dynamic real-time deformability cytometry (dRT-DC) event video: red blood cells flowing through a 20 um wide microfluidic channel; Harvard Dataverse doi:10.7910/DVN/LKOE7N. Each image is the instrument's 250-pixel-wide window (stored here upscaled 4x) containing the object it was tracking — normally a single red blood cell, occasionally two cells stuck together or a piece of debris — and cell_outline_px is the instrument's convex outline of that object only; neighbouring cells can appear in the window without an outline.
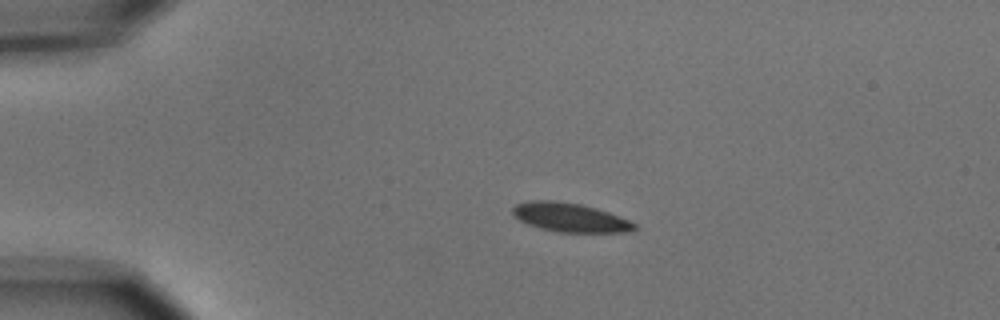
{"species": "common noctule bat (a hibernating species)", "species_latin": "Nyctalus noctula", "temperature_condition": "cold", "stored_images_in_passage": 6, "camera_frame_rate_fps": 3000, "um_per_image_px": 0.085, "animal": {"sex": "male", "body_mass_g": 15.6}, "frame": {"image": 1, "passage_image": 3, "time_ms": 2.333, "image_size_px": [1000, 320], "cell_outline_px": [[636, 228], [624, 232], [560, 232], [540, 228], [528, 224], [520, 220], [512, 212], [512, 208], [516, 204], [528, 200], [552, 200], [580, 204], [596, 208], [620, 216], [636, 224]], "centroid_in_image_um": [48.43, 18.47], "position_along_channel_um": 36.6, "area_um2": 20.35}}
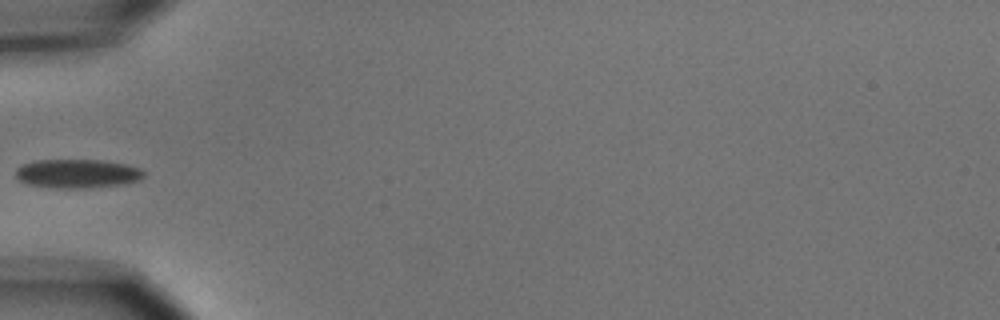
{"frame": {"image": 2, "passage_image": 5, "time_ms": 4.667, "image_size_px": [1000, 320], "cell_outline_px": [[144, 176], [140, 180], [124, 184], [92, 188], [52, 188], [28, 184], [20, 180], [16, 176], [16, 168], [24, 164], [36, 160], [100, 160], [124, 164], [140, 168], [144, 172]], "centroid_in_image_um": [6.59, 14.77], "position_along_channel_um": 78.4, "area_um2": 21.62}}
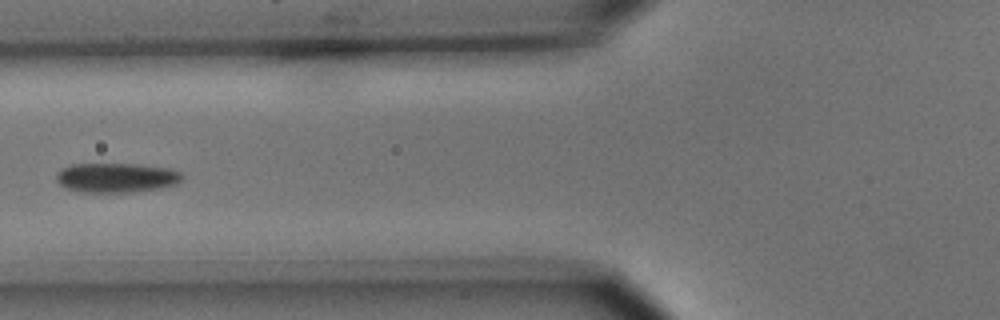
{"frame": {"image": 3, "passage_image": 6, "time_ms": 5.667, "image_size_px": [1000, 320], "cell_outline_px": [[184, 176], [176, 184], [160, 188], [132, 192], [80, 192], [64, 188], [56, 180], [56, 172], [60, 168], [72, 164], [140, 164], [168, 168], [180, 172]], "centroid_in_image_um": [9.85, 15.1], "position_along_channel_um": 116.0, "area_um2": 21.85}}